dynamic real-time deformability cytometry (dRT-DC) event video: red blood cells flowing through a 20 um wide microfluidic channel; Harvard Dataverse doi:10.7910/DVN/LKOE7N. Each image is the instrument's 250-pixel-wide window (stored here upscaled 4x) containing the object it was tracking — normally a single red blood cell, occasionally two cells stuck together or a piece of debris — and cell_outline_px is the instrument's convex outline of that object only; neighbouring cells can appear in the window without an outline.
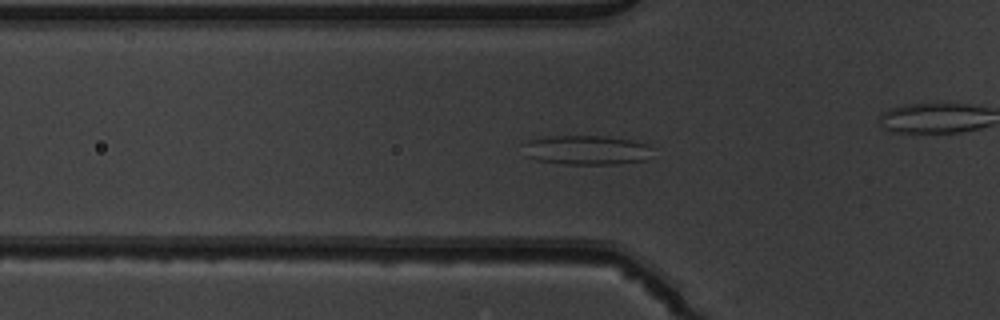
{"species": "common noctule bat (a hibernating species)", "species_latin": "Nyctalus noctula", "temperature_condition": "warm", "stored_images_in_passage": 51, "camera_frame_rate_fps": 3000, "um_per_image_px": 0.085, "animal": {"sex": "male", "body_mass_g": 19.5, "forearm_length_mm": 54.6}, "frame": {"image": 1, "passage_image": 17, "time_ms": 5.333, "image_size_px": [1000, 320], "cell_outline_px": [[652, 148], [648, 160], [616, 164], [564, 164], [536, 160], [528, 156], [520, 144], [528, 140], [556, 136], [604, 136], [632, 140], [648, 144]], "centroid_in_image_um": [49.86, 12.76], "position_along_channel_um": 75.9, "area_um2": 22.25}}
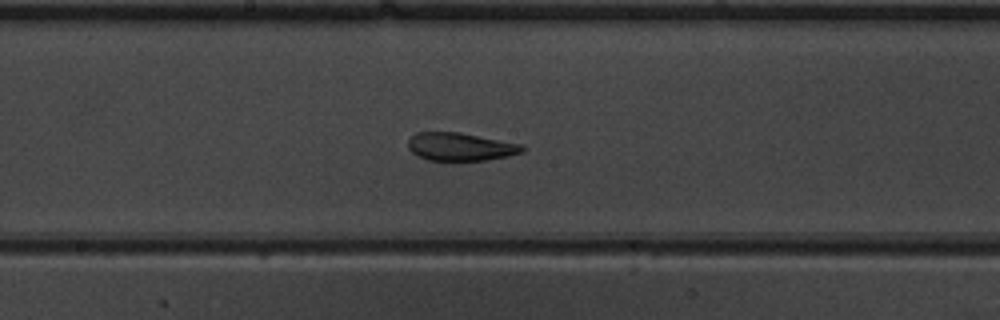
{"frame": {"image": 2, "passage_image": 27, "time_ms": 8.667, "image_size_px": [1000, 320], "cell_outline_px": [[524, 152], [508, 156], [484, 160], [428, 160], [412, 152], [408, 148], [408, 140], [416, 132], [460, 132], [524, 144]], "centroid_in_image_um": [39.17, 12.46], "position_along_channel_um": 209.0, "area_um2": 18.67}}
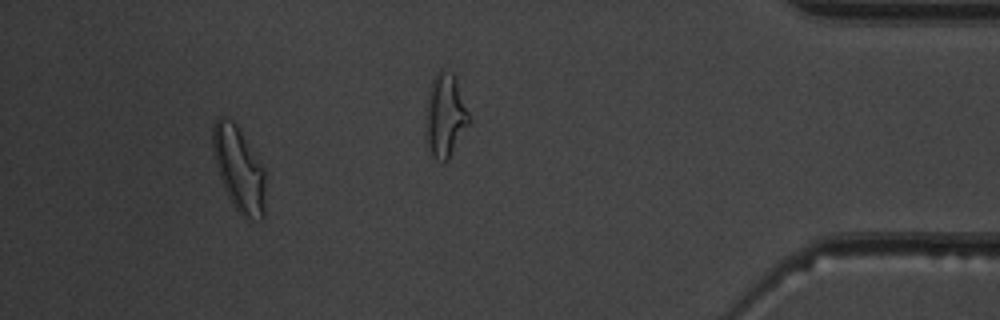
{"frame": {"image": 3, "passage_image": 47, "time_ms": 15.333, "image_size_px": [1000, 320], "cell_outline_px": [[264, 216], [260, 220], [244, 216], [232, 204], [224, 188], [216, 164], [212, 148], [212, 124], [216, 116], [224, 116], [232, 120], [236, 124], [264, 168]], "centroid_in_image_um": [20.28, 14.3], "position_along_channel_um": 414.9, "area_um2": 25.66}, "authors_computed_cell_mechanics": {"area_um2": 22.253, "velocity_mm_per_s": 3.9838, "shape_relaxation_time_tau1_ms": null, "shape_relaxation_time_tau2_ms": 2.28, "deformation_change_tau1": null, "deformation_change_tau2": 0.1087}}